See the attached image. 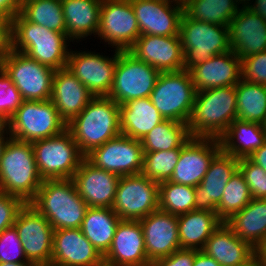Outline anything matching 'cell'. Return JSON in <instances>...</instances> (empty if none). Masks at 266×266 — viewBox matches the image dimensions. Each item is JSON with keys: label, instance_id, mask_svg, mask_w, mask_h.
<instances>
[{"label": "cell", "instance_id": "1", "mask_svg": "<svg viewBox=\"0 0 266 266\" xmlns=\"http://www.w3.org/2000/svg\"><path fill=\"white\" fill-rule=\"evenodd\" d=\"M70 42L66 32L29 22L20 14L11 20V49L54 70L67 66Z\"/></svg>", "mask_w": 266, "mask_h": 266}, {"label": "cell", "instance_id": "2", "mask_svg": "<svg viewBox=\"0 0 266 266\" xmlns=\"http://www.w3.org/2000/svg\"><path fill=\"white\" fill-rule=\"evenodd\" d=\"M236 119V85H233L197 91L187 125L191 137L219 139Z\"/></svg>", "mask_w": 266, "mask_h": 266}, {"label": "cell", "instance_id": "3", "mask_svg": "<svg viewBox=\"0 0 266 266\" xmlns=\"http://www.w3.org/2000/svg\"><path fill=\"white\" fill-rule=\"evenodd\" d=\"M80 151L87 155L94 148L121 134L120 105L108 96L93 97L69 123Z\"/></svg>", "mask_w": 266, "mask_h": 266}, {"label": "cell", "instance_id": "4", "mask_svg": "<svg viewBox=\"0 0 266 266\" xmlns=\"http://www.w3.org/2000/svg\"><path fill=\"white\" fill-rule=\"evenodd\" d=\"M29 204L54 230L80 228L88 208L73 179L44 180Z\"/></svg>", "mask_w": 266, "mask_h": 266}, {"label": "cell", "instance_id": "5", "mask_svg": "<svg viewBox=\"0 0 266 266\" xmlns=\"http://www.w3.org/2000/svg\"><path fill=\"white\" fill-rule=\"evenodd\" d=\"M42 182L32 143L11 137L0 159V191L30 203Z\"/></svg>", "mask_w": 266, "mask_h": 266}, {"label": "cell", "instance_id": "6", "mask_svg": "<svg viewBox=\"0 0 266 266\" xmlns=\"http://www.w3.org/2000/svg\"><path fill=\"white\" fill-rule=\"evenodd\" d=\"M179 36L184 53V70L187 71L212 56L231 51L229 26L196 21L185 13L181 18Z\"/></svg>", "mask_w": 266, "mask_h": 266}, {"label": "cell", "instance_id": "7", "mask_svg": "<svg viewBox=\"0 0 266 266\" xmlns=\"http://www.w3.org/2000/svg\"><path fill=\"white\" fill-rule=\"evenodd\" d=\"M32 146L43 181L72 179L85 159L68 129L59 135L34 141Z\"/></svg>", "mask_w": 266, "mask_h": 266}, {"label": "cell", "instance_id": "8", "mask_svg": "<svg viewBox=\"0 0 266 266\" xmlns=\"http://www.w3.org/2000/svg\"><path fill=\"white\" fill-rule=\"evenodd\" d=\"M196 89L189 71L160 72L150 99L164 119L188 124Z\"/></svg>", "mask_w": 266, "mask_h": 266}, {"label": "cell", "instance_id": "9", "mask_svg": "<svg viewBox=\"0 0 266 266\" xmlns=\"http://www.w3.org/2000/svg\"><path fill=\"white\" fill-rule=\"evenodd\" d=\"M65 129L67 124L60 118L50 99L24 100L8 121L11 137L29 143L59 135Z\"/></svg>", "mask_w": 266, "mask_h": 266}, {"label": "cell", "instance_id": "10", "mask_svg": "<svg viewBox=\"0 0 266 266\" xmlns=\"http://www.w3.org/2000/svg\"><path fill=\"white\" fill-rule=\"evenodd\" d=\"M0 67L11 78L23 100L51 98L54 69L12 49L0 60Z\"/></svg>", "mask_w": 266, "mask_h": 266}, {"label": "cell", "instance_id": "11", "mask_svg": "<svg viewBox=\"0 0 266 266\" xmlns=\"http://www.w3.org/2000/svg\"><path fill=\"white\" fill-rule=\"evenodd\" d=\"M159 74L156 68L138 60L129 51L117 50V64L108 97L119 105L150 97Z\"/></svg>", "mask_w": 266, "mask_h": 266}, {"label": "cell", "instance_id": "12", "mask_svg": "<svg viewBox=\"0 0 266 266\" xmlns=\"http://www.w3.org/2000/svg\"><path fill=\"white\" fill-rule=\"evenodd\" d=\"M113 211L121 220H140L159 209V183L142 173L120 176Z\"/></svg>", "mask_w": 266, "mask_h": 266}, {"label": "cell", "instance_id": "13", "mask_svg": "<svg viewBox=\"0 0 266 266\" xmlns=\"http://www.w3.org/2000/svg\"><path fill=\"white\" fill-rule=\"evenodd\" d=\"M99 40L114 50L128 51L140 37V29L130 0H102Z\"/></svg>", "mask_w": 266, "mask_h": 266}, {"label": "cell", "instance_id": "14", "mask_svg": "<svg viewBox=\"0 0 266 266\" xmlns=\"http://www.w3.org/2000/svg\"><path fill=\"white\" fill-rule=\"evenodd\" d=\"M85 159L119 176L136 175L142 172L144 151L140 140L120 134L91 150Z\"/></svg>", "mask_w": 266, "mask_h": 266}, {"label": "cell", "instance_id": "15", "mask_svg": "<svg viewBox=\"0 0 266 266\" xmlns=\"http://www.w3.org/2000/svg\"><path fill=\"white\" fill-rule=\"evenodd\" d=\"M108 57L91 51L70 50L66 68L96 96H108L117 64V50Z\"/></svg>", "mask_w": 266, "mask_h": 266}, {"label": "cell", "instance_id": "16", "mask_svg": "<svg viewBox=\"0 0 266 266\" xmlns=\"http://www.w3.org/2000/svg\"><path fill=\"white\" fill-rule=\"evenodd\" d=\"M13 226L28 261L40 264L52 259L54 229L34 207L26 203L18 212Z\"/></svg>", "mask_w": 266, "mask_h": 266}, {"label": "cell", "instance_id": "17", "mask_svg": "<svg viewBox=\"0 0 266 266\" xmlns=\"http://www.w3.org/2000/svg\"><path fill=\"white\" fill-rule=\"evenodd\" d=\"M221 151L216 138L191 137L182 147L169 181L196 187L202 181L213 158Z\"/></svg>", "mask_w": 266, "mask_h": 266}, {"label": "cell", "instance_id": "18", "mask_svg": "<svg viewBox=\"0 0 266 266\" xmlns=\"http://www.w3.org/2000/svg\"><path fill=\"white\" fill-rule=\"evenodd\" d=\"M140 35H179L183 5L168 0H130ZM173 4V5H172Z\"/></svg>", "mask_w": 266, "mask_h": 266}, {"label": "cell", "instance_id": "19", "mask_svg": "<svg viewBox=\"0 0 266 266\" xmlns=\"http://www.w3.org/2000/svg\"><path fill=\"white\" fill-rule=\"evenodd\" d=\"M128 51L159 72L184 69V53L179 35H140Z\"/></svg>", "mask_w": 266, "mask_h": 266}, {"label": "cell", "instance_id": "20", "mask_svg": "<svg viewBox=\"0 0 266 266\" xmlns=\"http://www.w3.org/2000/svg\"><path fill=\"white\" fill-rule=\"evenodd\" d=\"M139 222L143 230L147 258L151 264L181 249L176 215L158 209Z\"/></svg>", "mask_w": 266, "mask_h": 266}, {"label": "cell", "instance_id": "21", "mask_svg": "<svg viewBox=\"0 0 266 266\" xmlns=\"http://www.w3.org/2000/svg\"><path fill=\"white\" fill-rule=\"evenodd\" d=\"M104 261L116 266H151L139 220H120Z\"/></svg>", "mask_w": 266, "mask_h": 266}, {"label": "cell", "instance_id": "22", "mask_svg": "<svg viewBox=\"0 0 266 266\" xmlns=\"http://www.w3.org/2000/svg\"><path fill=\"white\" fill-rule=\"evenodd\" d=\"M239 160L222 150L213 158L202 181L195 187V210L217 213L225 186L237 171Z\"/></svg>", "mask_w": 266, "mask_h": 266}, {"label": "cell", "instance_id": "23", "mask_svg": "<svg viewBox=\"0 0 266 266\" xmlns=\"http://www.w3.org/2000/svg\"><path fill=\"white\" fill-rule=\"evenodd\" d=\"M72 179L88 207L112 208L119 175L94 167L84 159Z\"/></svg>", "mask_w": 266, "mask_h": 266}, {"label": "cell", "instance_id": "24", "mask_svg": "<svg viewBox=\"0 0 266 266\" xmlns=\"http://www.w3.org/2000/svg\"><path fill=\"white\" fill-rule=\"evenodd\" d=\"M229 24L231 50L244 58L266 50V21L250 8L240 7Z\"/></svg>", "mask_w": 266, "mask_h": 266}, {"label": "cell", "instance_id": "25", "mask_svg": "<svg viewBox=\"0 0 266 266\" xmlns=\"http://www.w3.org/2000/svg\"><path fill=\"white\" fill-rule=\"evenodd\" d=\"M93 97L88 88L66 67L55 70L50 100L66 124H69Z\"/></svg>", "mask_w": 266, "mask_h": 266}, {"label": "cell", "instance_id": "26", "mask_svg": "<svg viewBox=\"0 0 266 266\" xmlns=\"http://www.w3.org/2000/svg\"><path fill=\"white\" fill-rule=\"evenodd\" d=\"M189 72L196 91L233 86L241 79V60L231 50L212 56Z\"/></svg>", "mask_w": 266, "mask_h": 266}, {"label": "cell", "instance_id": "27", "mask_svg": "<svg viewBox=\"0 0 266 266\" xmlns=\"http://www.w3.org/2000/svg\"><path fill=\"white\" fill-rule=\"evenodd\" d=\"M202 251L221 266H250L256 260V250L225 222L211 234Z\"/></svg>", "mask_w": 266, "mask_h": 266}, {"label": "cell", "instance_id": "28", "mask_svg": "<svg viewBox=\"0 0 266 266\" xmlns=\"http://www.w3.org/2000/svg\"><path fill=\"white\" fill-rule=\"evenodd\" d=\"M52 260L70 266H94L104 258L80 228L54 230Z\"/></svg>", "mask_w": 266, "mask_h": 266}, {"label": "cell", "instance_id": "29", "mask_svg": "<svg viewBox=\"0 0 266 266\" xmlns=\"http://www.w3.org/2000/svg\"><path fill=\"white\" fill-rule=\"evenodd\" d=\"M102 0H61L66 34L73 42L97 35ZM78 40V41H77Z\"/></svg>", "mask_w": 266, "mask_h": 266}, {"label": "cell", "instance_id": "30", "mask_svg": "<svg viewBox=\"0 0 266 266\" xmlns=\"http://www.w3.org/2000/svg\"><path fill=\"white\" fill-rule=\"evenodd\" d=\"M165 119L151 102L150 97L133 99L120 105L121 134L142 140Z\"/></svg>", "mask_w": 266, "mask_h": 266}, {"label": "cell", "instance_id": "31", "mask_svg": "<svg viewBox=\"0 0 266 266\" xmlns=\"http://www.w3.org/2000/svg\"><path fill=\"white\" fill-rule=\"evenodd\" d=\"M221 150L235 158L249 156L266 142V132L259 123L234 120L219 138Z\"/></svg>", "mask_w": 266, "mask_h": 266}, {"label": "cell", "instance_id": "32", "mask_svg": "<svg viewBox=\"0 0 266 266\" xmlns=\"http://www.w3.org/2000/svg\"><path fill=\"white\" fill-rule=\"evenodd\" d=\"M222 222L212 211L193 210L177 216L181 249L202 250Z\"/></svg>", "mask_w": 266, "mask_h": 266}, {"label": "cell", "instance_id": "33", "mask_svg": "<svg viewBox=\"0 0 266 266\" xmlns=\"http://www.w3.org/2000/svg\"><path fill=\"white\" fill-rule=\"evenodd\" d=\"M225 223L243 241L255 250L266 237V199H251L241 210L233 214Z\"/></svg>", "mask_w": 266, "mask_h": 266}, {"label": "cell", "instance_id": "34", "mask_svg": "<svg viewBox=\"0 0 266 266\" xmlns=\"http://www.w3.org/2000/svg\"><path fill=\"white\" fill-rule=\"evenodd\" d=\"M121 219L110 207H88L80 230L104 256L111 246L116 227Z\"/></svg>", "mask_w": 266, "mask_h": 266}, {"label": "cell", "instance_id": "35", "mask_svg": "<svg viewBox=\"0 0 266 266\" xmlns=\"http://www.w3.org/2000/svg\"><path fill=\"white\" fill-rule=\"evenodd\" d=\"M237 119L264 124L266 120V85L240 79L236 85Z\"/></svg>", "mask_w": 266, "mask_h": 266}, {"label": "cell", "instance_id": "36", "mask_svg": "<svg viewBox=\"0 0 266 266\" xmlns=\"http://www.w3.org/2000/svg\"><path fill=\"white\" fill-rule=\"evenodd\" d=\"M191 138L188 125L165 119L156 125L142 140L144 153L181 148Z\"/></svg>", "mask_w": 266, "mask_h": 266}, {"label": "cell", "instance_id": "37", "mask_svg": "<svg viewBox=\"0 0 266 266\" xmlns=\"http://www.w3.org/2000/svg\"><path fill=\"white\" fill-rule=\"evenodd\" d=\"M239 7L235 0H188L183 5L189 18L223 26H229Z\"/></svg>", "mask_w": 266, "mask_h": 266}, {"label": "cell", "instance_id": "38", "mask_svg": "<svg viewBox=\"0 0 266 266\" xmlns=\"http://www.w3.org/2000/svg\"><path fill=\"white\" fill-rule=\"evenodd\" d=\"M20 15L27 21L56 32H66L61 0H24Z\"/></svg>", "mask_w": 266, "mask_h": 266}, {"label": "cell", "instance_id": "39", "mask_svg": "<svg viewBox=\"0 0 266 266\" xmlns=\"http://www.w3.org/2000/svg\"><path fill=\"white\" fill-rule=\"evenodd\" d=\"M159 209L179 216L195 210V187L173 183H159Z\"/></svg>", "mask_w": 266, "mask_h": 266}, {"label": "cell", "instance_id": "40", "mask_svg": "<svg viewBox=\"0 0 266 266\" xmlns=\"http://www.w3.org/2000/svg\"><path fill=\"white\" fill-rule=\"evenodd\" d=\"M251 199L248 185L240 170L237 169L225 186L221 201L217 206V216L225 222L233 214L241 211Z\"/></svg>", "mask_w": 266, "mask_h": 266}, {"label": "cell", "instance_id": "41", "mask_svg": "<svg viewBox=\"0 0 266 266\" xmlns=\"http://www.w3.org/2000/svg\"><path fill=\"white\" fill-rule=\"evenodd\" d=\"M181 153V148L144 153L142 174L158 183L170 180Z\"/></svg>", "mask_w": 266, "mask_h": 266}, {"label": "cell", "instance_id": "42", "mask_svg": "<svg viewBox=\"0 0 266 266\" xmlns=\"http://www.w3.org/2000/svg\"><path fill=\"white\" fill-rule=\"evenodd\" d=\"M238 169L242 173L253 199H266V172L249 158L239 160Z\"/></svg>", "mask_w": 266, "mask_h": 266}, {"label": "cell", "instance_id": "43", "mask_svg": "<svg viewBox=\"0 0 266 266\" xmlns=\"http://www.w3.org/2000/svg\"><path fill=\"white\" fill-rule=\"evenodd\" d=\"M23 101L11 78L0 67V115L8 122Z\"/></svg>", "mask_w": 266, "mask_h": 266}, {"label": "cell", "instance_id": "44", "mask_svg": "<svg viewBox=\"0 0 266 266\" xmlns=\"http://www.w3.org/2000/svg\"><path fill=\"white\" fill-rule=\"evenodd\" d=\"M28 261L18 232L14 226L4 229L0 233V262H26Z\"/></svg>", "mask_w": 266, "mask_h": 266}, {"label": "cell", "instance_id": "45", "mask_svg": "<svg viewBox=\"0 0 266 266\" xmlns=\"http://www.w3.org/2000/svg\"><path fill=\"white\" fill-rule=\"evenodd\" d=\"M241 79L266 85V50L241 60Z\"/></svg>", "mask_w": 266, "mask_h": 266}, {"label": "cell", "instance_id": "46", "mask_svg": "<svg viewBox=\"0 0 266 266\" xmlns=\"http://www.w3.org/2000/svg\"><path fill=\"white\" fill-rule=\"evenodd\" d=\"M25 204L21 198L0 191V233L14 225L18 212Z\"/></svg>", "mask_w": 266, "mask_h": 266}, {"label": "cell", "instance_id": "47", "mask_svg": "<svg viewBox=\"0 0 266 266\" xmlns=\"http://www.w3.org/2000/svg\"><path fill=\"white\" fill-rule=\"evenodd\" d=\"M196 249H178L169 256L155 261L151 266H193Z\"/></svg>", "mask_w": 266, "mask_h": 266}, {"label": "cell", "instance_id": "48", "mask_svg": "<svg viewBox=\"0 0 266 266\" xmlns=\"http://www.w3.org/2000/svg\"><path fill=\"white\" fill-rule=\"evenodd\" d=\"M11 50V20L0 15V60Z\"/></svg>", "mask_w": 266, "mask_h": 266}, {"label": "cell", "instance_id": "49", "mask_svg": "<svg viewBox=\"0 0 266 266\" xmlns=\"http://www.w3.org/2000/svg\"><path fill=\"white\" fill-rule=\"evenodd\" d=\"M21 0H0V15L10 20L20 14Z\"/></svg>", "mask_w": 266, "mask_h": 266}, {"label": "cell", "instance_id": "50", "mask_svg": "<svg viewBox=\"0 0 266 266\" xmlns=\"http://www.w3.org/2000/svg\"><path fill=\"white\" fill-rule=\"evenodd\" d=\"M249 159L256 165L262 167L266 172V142L257 150H255Z\"/></svg>", "mask_w": 266, "mask_h": 266}, {"label": "cell", "instance_id": "51", "mask_svg": "<svg viewBox=\"0 0 266 266\" xmlns=\"http://www.w3.org/2000/svg\"><path fill=\"white\" fill-rule=\"evenodd\" d=\"M193 266H221L214 258L206 255L202 250L195 254Z\"/></svg>", "mask_w": 266, "mask_h": 266}, {"label": "cell", "instance_id": "52", "mask_svg": "<svg viewBox=\"0 0 266 266\" xmlns=\"http://www.w3.org/2000/svg\"><path fill=\"white\" fill-rule=\"evenodd\" d=\"M253 1H251L247 7L259 14L266 21V0H255L254 3H252Z\"/></svg>", "mask_w": 266, "mask_h": 266}, {"label": "cell", "instance_id": "53", "mask_svg": "<svg viewBox=\"0 0 266 266\" xmlns=\"http://www.w3.org/2000/svg\"><path fill=\"white\" fill-rule=\"evenodd\" d=\"M256 260L266 265V237L261 245L256 249Z\"/></svg>", "mask_w": 266, "mask_h": 266}, {"label": "cell", "instance_id": "54", "mask_svg": "<svg viewBox=\"0 0 266 266\" xmlns=\"http://www.w3.org/2000/svg\"><path fill=\"white\" fill-rule=\"evenodd\" d=\"M10 138H11V135L8 133V130L4 134L0 135V159L4 151V148Z\"/></svg>", "mask_w": 266, "mask_h": 266}, {"label": "cell", "instance_id": "55", "mask_svg": "<svg viewBox=\"0 0 266 266\" xmlns=\"http://www.w3.org/2000/svg\"><path fill=\"white\" fill-rule=\"evenodd\" d=\"M0 266H38V264L32 261H26V262H21V263L0 262Z\"/></svg>", "mask_w": 266, "mask_h": 266}, {"label": "cell", "instance_id": "56", "mask_svg": "<svg viewBox=\"0 0 266 266\" xmlns=\"http://www.w3.org/2000/svg\"><path fill=\"white\" fill-rule=\"evenodd\" d=\"M38 266H70V265L64 264V263H59V262H56V261L51 259V260H48L46 262L38 264Z\"/></svg>", "mask_w": 266, "mask_h": 266}, {"label": "cell", "instance_id": "57", "mask_svg": "<svg viewBox=\"0 0 266 266\" xmlns=\"http://www.w3.org/2000/svg\"><path fill=\"white\" fill-rule=\"evenodd\" d=\"M8 130V122L0 115V135Z\"/></svg>", "mask_w": 266, "mask_h": 266}, {"label": "cell", "instance_id": "58", "mask_svg": "<svg viewBox=\"0 0 266 266\" xmlns=\"http://www.w3.org/2000/svg\"><path fill=\"white\" fill-rule=\"evenodd\" d=\"M239 5L242 4V7H246L250 4L251 0H235Z\"/></svg>", "mask_w": 266, "mask_h": 266}, {"label": "cell", "instance_id": "59", "mask_svg": "<svg viewBox=\"0 0 266 266\" xmlns=\"http://www.w3.org/2000/svg\"><path fill=\"white\" fill-rule=\"evenodd\" d=\"M94 266H116V265H113L103 260L101 263L94 265Z\"/></svg>", "mask_w": 266, "mask_h": 266}, {"label": "cell", "instance_id": "60", "mask_svg": "<svg viewBox=\"0 0 266 266\" xmlns=\"http://www.w3.org/2000/svg\"><path fill=\"white\" fill-rule=\"evenodd\" d=\"M168 1H172V2L178 3L180 5H184L188 0H168Z\"/></svg>", "mask_w": 266, "mask_h": 266}, {"label": "cell", "instance_id": "61", "mask_svg": "<svg viewBox=\"0 0 266 266\" xmlns=\"http://www.w3.org/2000/svg\"><path fill=\"white\" fill-rule=\"evenodd\" d=\"M250 266H266L264 263H261L257 260H255Z\"/></svg>", "mask_w": 266, "mask_h": 266}, {"label": "cell", "instance_id": "62", "mask_svg": "<svg viewBox=\"0 0 266 266\" xmlns=\"http://www.w3.org/2000/svg\"><path fill=\"white\" fill-rule=\"evenodd\" d=\"M263 127L265 128V132H266V120H265V122L263 124Z\"/></svg>", "mask_w": 266, "mask_h": 266}]
</instances>
